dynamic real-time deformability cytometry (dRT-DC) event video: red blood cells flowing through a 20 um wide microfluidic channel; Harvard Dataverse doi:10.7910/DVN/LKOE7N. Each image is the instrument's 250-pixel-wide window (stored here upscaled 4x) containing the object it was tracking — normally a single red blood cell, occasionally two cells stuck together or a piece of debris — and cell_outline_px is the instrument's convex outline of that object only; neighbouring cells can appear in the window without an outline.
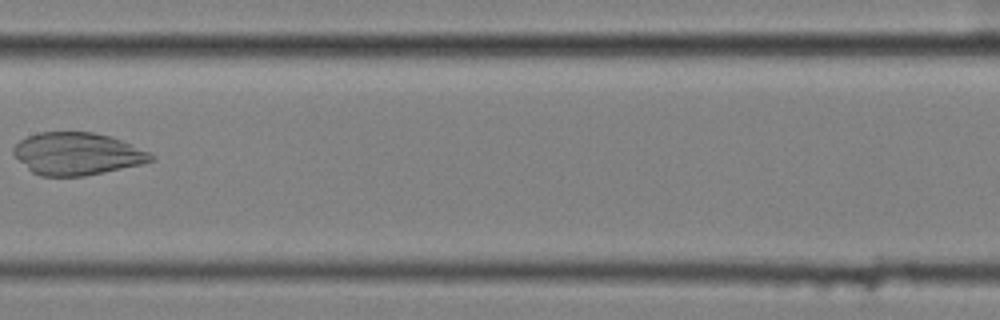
{"species": "common noctule bat (a hibernating species)", "species_latin": "Nyctalus noctula", "temperature_condition": "cold", "stored_images_in_passage": 11, "camera_frame_rate_fps": 3000, "um_per_image_px": 0.085, "animal": {"sex": "female", "body_mass_g": 25.1}, "frame": {"image": 1, "passage_image": 8, "time_ms": 2.333, "image_size_px": [1000, 320], "cell_outline_px": [[156, 160], [140, 164], [84, 176], [40, 176], [32, 172], [12, 152], [12, 148], [20, 140], [28, 136], [40, 132], [92, 132], [108, 136], [132, 144], [156, 156]], "centroid_in_image_um": [6.56, 13.07], "position_along_channel_um": 200.8, "area_um2": 33.64}}
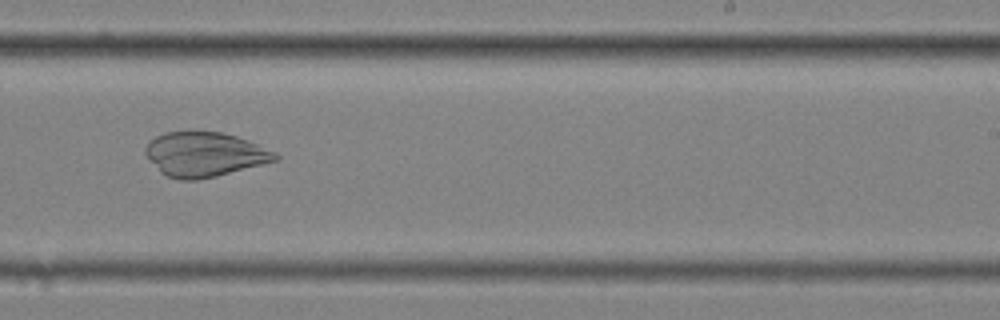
{"frame": {"image": 2, "passage_image": 10, "time_ms": 3.0, "image_size_px": [1000, 320], "cell_outline_px": [[280, 160], [216, 176], [196, 180], [180, 180], [168, 176], [160, 172], [148, 160], [144, 152], [144, 148], [156, 136], [164, 132], [188, 128], [220, 132], [236, 136], [248, 140], [276, 152], [280, 156]], "centroid_in_image_um": [17.37, 13.08], "position_along_channel_um": 271.6, "area_um2": 34.51}}